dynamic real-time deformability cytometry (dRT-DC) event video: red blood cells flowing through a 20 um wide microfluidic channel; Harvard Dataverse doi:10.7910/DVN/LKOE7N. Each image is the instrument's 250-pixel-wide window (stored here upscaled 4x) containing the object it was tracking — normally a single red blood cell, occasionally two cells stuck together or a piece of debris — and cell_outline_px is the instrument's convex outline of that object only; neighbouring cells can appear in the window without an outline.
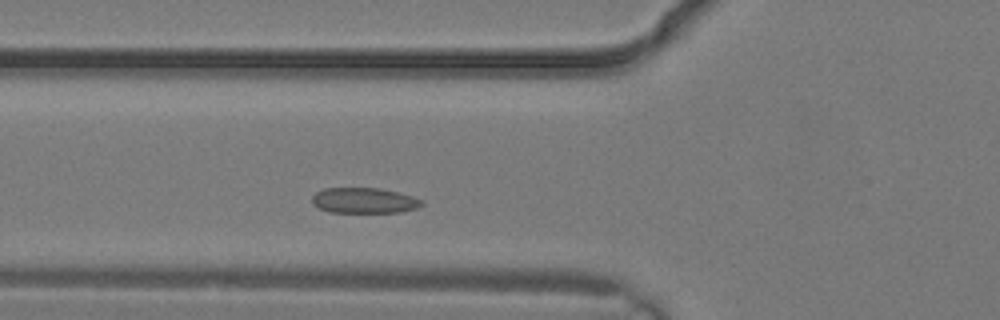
{"species": "common noctule bat (a hibernating species)", "species_latin": "Nyctalus noctula", "temperature_condition": "warm", "stored_images_in_passage": 4, "camera_frame_rate_fps": 3000, "um_per_image_px": 0.085, "animal": {"sex": "male", "body_mass_g": 19.2, "forearm_length_mm": 51.8}, "frame": {"image": 1, "passage_image": 3, "time_ms": 0.667, "image_size_px": [1000, 320], "cell_outline_px": [[424, 204], [416, 208], [400, 212], [328, 212], [312, 204], [312, 196], [316, 192], [324, 188], [380, 188], [400, 192], [424, 200]], "centroid_in_image_um": [30.97, 17.03], "position_along_channel_um": 94.8, "area_um2": 16.42}}